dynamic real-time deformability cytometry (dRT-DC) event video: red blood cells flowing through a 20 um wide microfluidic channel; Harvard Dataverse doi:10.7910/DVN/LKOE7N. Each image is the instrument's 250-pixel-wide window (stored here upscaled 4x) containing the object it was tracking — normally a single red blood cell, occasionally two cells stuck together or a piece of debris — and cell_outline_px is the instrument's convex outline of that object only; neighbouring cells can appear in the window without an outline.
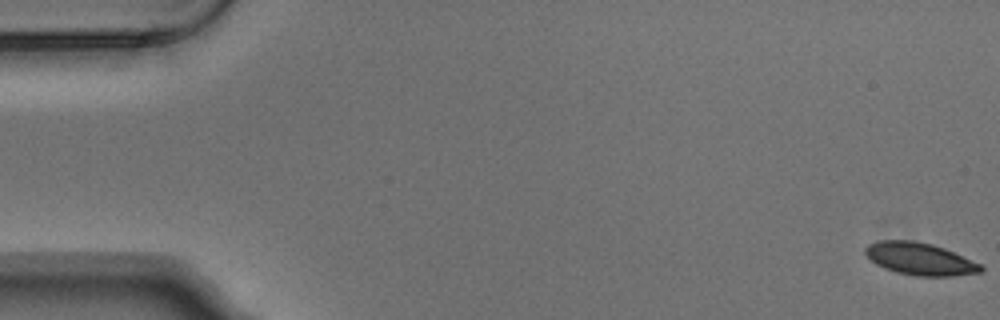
{"species": "Egyptian fruit bat (a non-hibernating species)", "species_latin": "Rousettus aegyptiacus", "temperature_condition": "warm", "stored_images_in_passage": 5, "camera_frame_rate_fps": 3000, "um_per_image_px": 0.085, "animal": {"sex": "male"}, "frame": {"image": 1, "passage_image": 1, "time_ms": 0.0, "image_size_px": [1000, 320], "cell_outline_px": [[984, 268], [980, 272], [952, 276], [916, 276], [896, 272], [884, 268], [876, 264], [864, 252], [864, 248], [868, 244], [880, 240], [912, 240], [932, 244], [944, 248], [980, 264]], "centroid_in_image_um": [78.16, 22.0], "position_along_channel_um": 6.8, "area_um2": 21.62}}
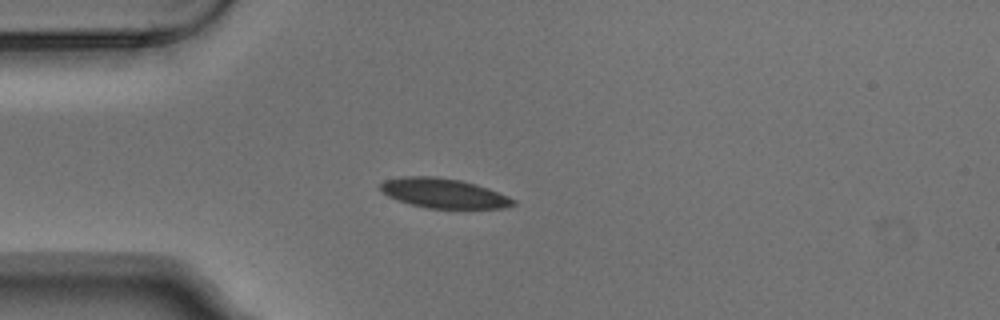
{"frame": {"image": 2, "passage_image": 4, "time_ms": 1.0, "image_size_px": [1000, 320], "cell_outline_px": [[516, 204], [504, 208], [428, 208], [396, 200], [388, 196], [380, 188], [380, 184], [384, 180], [404, 176], [436, 176], [460, 180], [476, 184], [488, 188], [508, 196], [516, 200]], "centroid_in_image_um": [37.72, 16.42], "position_along_channel_um": 47.3, "area_um2": 22.89}}